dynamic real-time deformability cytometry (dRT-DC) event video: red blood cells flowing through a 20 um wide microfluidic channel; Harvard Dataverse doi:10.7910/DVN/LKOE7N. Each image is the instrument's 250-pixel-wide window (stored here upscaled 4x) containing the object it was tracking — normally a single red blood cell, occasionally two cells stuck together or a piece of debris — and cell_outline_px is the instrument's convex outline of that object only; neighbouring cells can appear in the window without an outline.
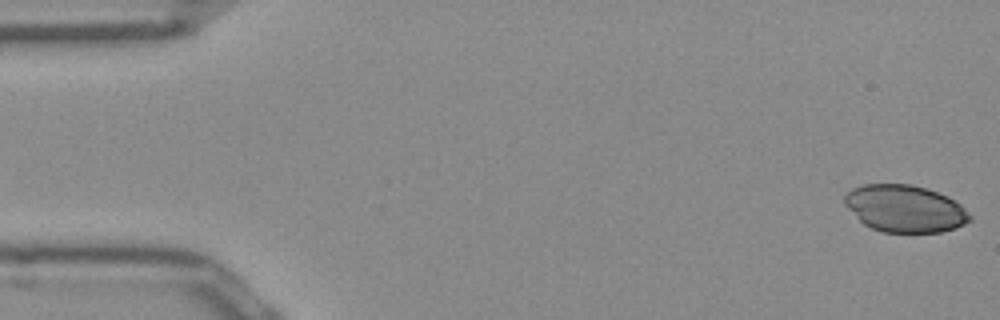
{"species": "Egyptian fruit bat (a non-hibernating species)", "species_latin": "Rousettus aegyptiacus", "temperature_condition": "room temperature", "stored_images_in_passage": 51, "camera_frame_rate_fps": 3000, "um_per_image_px": 0.085, "frame": {"image": 1, "passage_image": 1, "time_ms": 0.0, "image_size_px": [1000, 320], "cell_outline_px": [[972, 220], [956, 228], [940, 232], [880, 232], [864, 224], [844, 204], [844, 196], [852, 188], [864, 184], [912, 184], [948, 196], [960, 204], [972, 216]], "centroid_in_image_um": [76.93, 17.73], "position_along_channel_um": 8.1, "area_um2": 34.33}}